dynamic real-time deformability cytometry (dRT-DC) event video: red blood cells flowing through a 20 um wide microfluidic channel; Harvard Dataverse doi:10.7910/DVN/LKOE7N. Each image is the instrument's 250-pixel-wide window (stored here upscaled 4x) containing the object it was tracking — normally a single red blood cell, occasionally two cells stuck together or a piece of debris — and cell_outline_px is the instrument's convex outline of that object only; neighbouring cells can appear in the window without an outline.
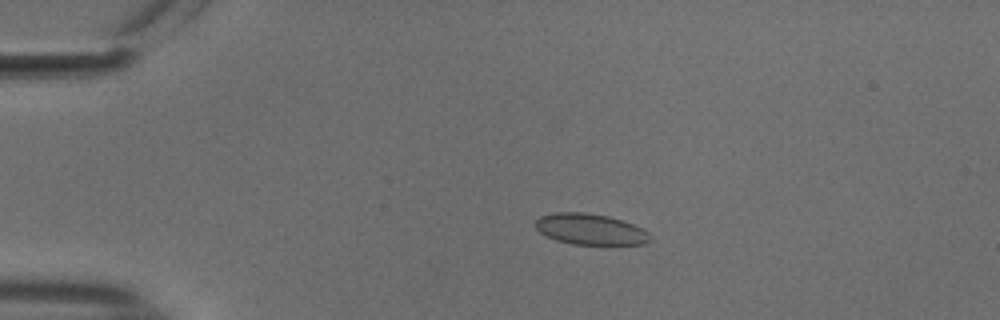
{"species": "common noctule bat (a hibernating species)", "species_latin": "Nyctalus noctula", "temperature_condition": "cold", "stored_images_in_passage": 54, "camera_frame_rate_fps": 3000, "um_per_image_px": 0.085, "animal": {"sex": "male", "body_mass_g": 18.8}, "frame": {"image": 1, "passage_image": 12, "time_ms": 3.667, "image_size_px": [1000, 320], "cell_outline_px": [[652, 240], [644, 244], [572, 244], [556, 240], [540, 232], [536, 228], [536, 220], [540, 216], [556, 212], [584, 212], [608, 216], [632, 224], [648, 232]], "centroid_in_image_um": [50.17, 19.48], "position_along_channel_um": 34.8, "area_um2": 20.46}}
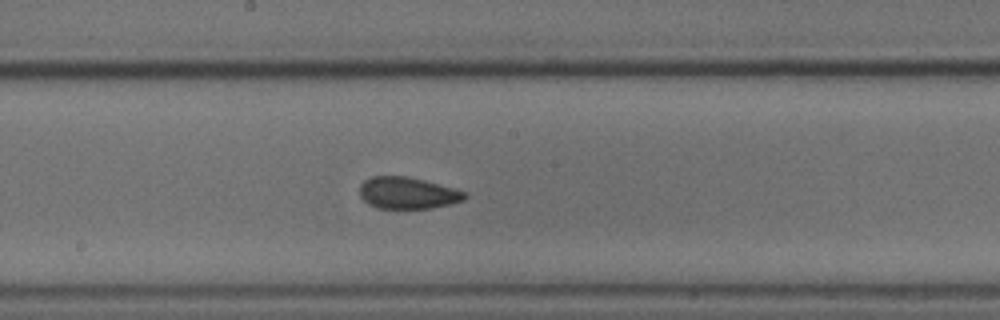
{"frame": {"image": 2, "passage_image": 30, "time_ms": 9.667, "image_size_px": [1000, 320], "cell_outline_px": [[468, 196], [464, 200], [432, 208], [376, 208], [368, 204], [360, 196], [360, 184], [364, 180], [372, 176], [404, 176], [424, 180], [452, 188], [464, 192]], "centroid_in_image_um": [34.6, 16.4], "position_along_channel_um": 213.6, "area_um2": 19.25}}
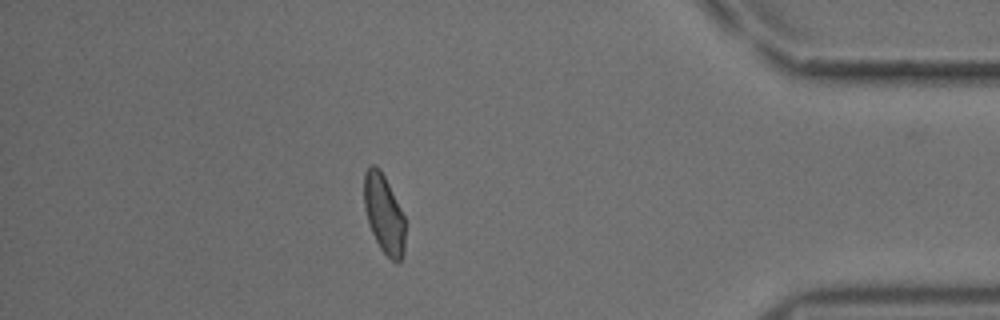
{"frame": {"image": 3, "passage_image": 48, "time_ms": 15.667, "image_size_px": [1000, 320], "cell_outline_px": [[404, 256], [396, 264], [380, 248], [368, 224], [364, 208], [364, 172], [372, 164], [376, 164], [380, 168], [404, 216]], "centroid_in_image_um": [32.62, 18.18], "position_along_channel_um": 402.6, "area_um2": 18.79}, "authors_computed_cell_mechanics": {"area_um2": 20.0277, "velocity_mm_per_s": 3.7509, "shape_relaxation_time_tau1_ms": null, "shape_relaxation_time_tau2_ms": 1.8974, "deformation_change_tau1": null, "deformation_change_tau2": 0.0636}}